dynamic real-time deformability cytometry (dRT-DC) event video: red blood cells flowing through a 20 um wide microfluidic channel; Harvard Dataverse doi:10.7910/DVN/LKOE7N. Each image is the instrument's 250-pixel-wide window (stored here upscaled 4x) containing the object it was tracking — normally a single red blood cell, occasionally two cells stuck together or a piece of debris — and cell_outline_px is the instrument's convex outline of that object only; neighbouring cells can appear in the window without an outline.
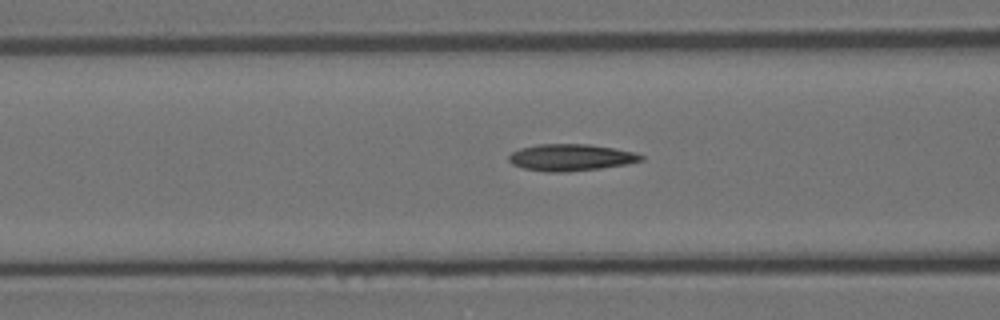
{"species": "Egyptian fruit bat (a non-hibernating species)", "species_latin": "Rousettus aegyptiacus", "temperature_condition": "room temperature", "stored_images_in_passage": 30, "camera_frame_rate_fps": 3000, "um_per_image_px": 0.085, "animal": {"sex": "female"}, "frame": {"image": 1, "passage_image": 8, "time_ms": 2.333, "image_size_px": [1000, 320], "cell_outline_px": [[644, 160], [628, 164], [600, 168], [568, 172], [544, 172], [524, 168], [512, 164], [508, 160], [508, 156], [512, 152], [520, 148], [536, 144], [588, 144], [636, 152], [644, 156]], "centroid_in_image_um": [48.52, 13.38], "position_along_channel_um": 118.1, "area_um2": 20.75}}
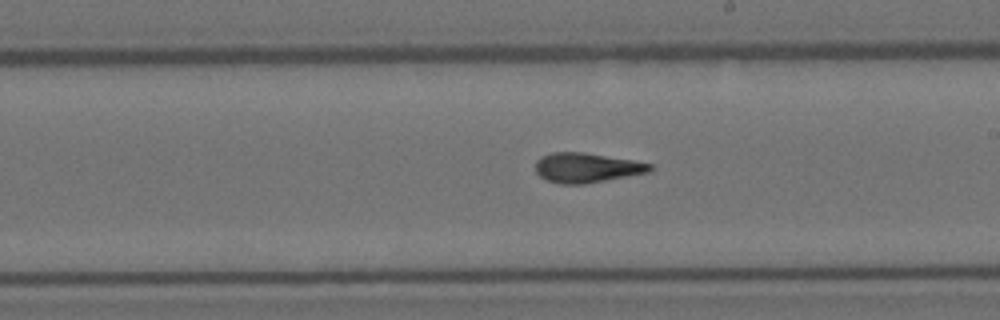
{"frame": {"image": 2, "passage_image": 18, "time_ms": 5.667, "image_size_px": [1000, 320], "cell_outline_px": [[656, 168], [648, 172], [584, 184], [560, 184], [544, 180], [536, 172], [536, 160], [540, 156], [552, 152], [584, 152], [632, 160], [652, 164]], "centroid_in_image_um": [49.83, 14.25], "position_along_channel_um": 239.2, "area_um2": 19.88}}
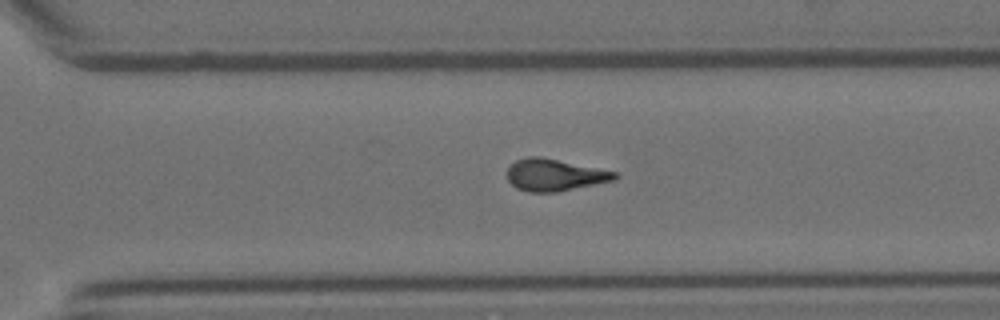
{"frame": {"image": 3, "passage_image": 25, "time_ms": 8.0, "image_size_px": [1000, 320], "cell_outline_px": [[620, 176], [616, 180], [556, 192], [528, 192], [516, 188], [508, 180], [508, 168], [516, 160], [528, 156], [540, 156], [620, 172]], "centroid_in_image_um": [47.2, 14.86], "position_along_channel_um": 323.4, "area_um2": 20.23}}